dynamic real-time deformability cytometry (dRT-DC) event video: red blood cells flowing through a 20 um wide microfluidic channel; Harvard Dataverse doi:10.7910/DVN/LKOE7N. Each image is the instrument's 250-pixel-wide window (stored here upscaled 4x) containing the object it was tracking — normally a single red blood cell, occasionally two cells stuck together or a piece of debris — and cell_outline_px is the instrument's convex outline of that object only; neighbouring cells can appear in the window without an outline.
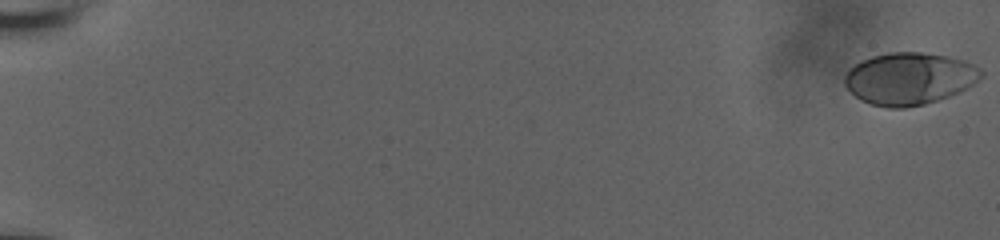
{"species": "human", "species_latin": "Homo sapiens", "temperature_condition": "room temperature", "stored_images_in_passage": 58, "camera_frame_rate_fps": 3000, "um_per_image_px": 0.085, "donor": {"sex": "male"}, "frame": {"image": 1, "passage_image": 1, "time_ms": 0.0, "image_size_px": [1000, 240], "cell_outline_px": [[984, 76], [968, 88], [960, 92], [924, 104], [904, 108], [888, 108], [872, 104], [860, 100], [844, 84], [844, 76], [848, 68], [860, 60], [872, 56], [888, 52], [920, 52], [948, 56], [964, 60], [980, 68], [984, 72]], "centroid_in_image_um": [77.3, 6.67], "position_along_channel_um": 7.7, "area_um2": 41.73}}
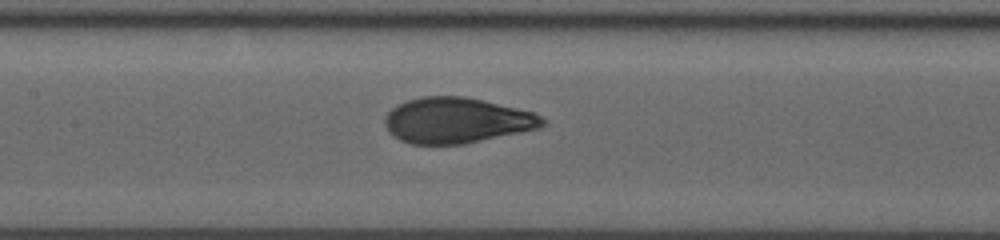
{"frame": {"image": 2, "passage_image": 31, "time_ms": 10.0, "image_size_px": [1000, 240], "cell_outline_px": [[548, 120], [540, 128], [464, 144], [412, 144], [400, 140], [392, 136], [388, 132], [384, 124], [384, 116], [396, 104], [408, 100], [424, 96], [464, 96], [484, 100], [532, 112]], "centroid_in_image_um": [38.78, 10.23], "position_along_channel_um": 168.6, "area_um2": 42.02}}
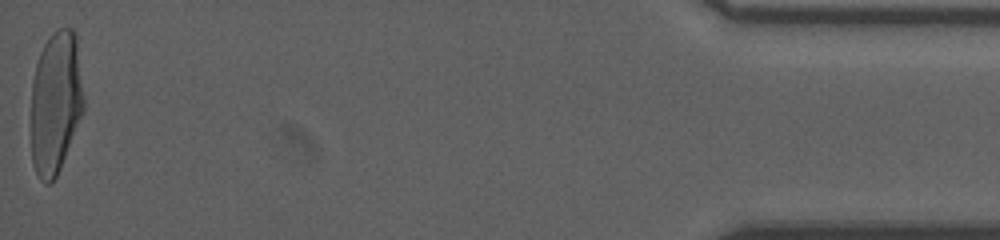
{"frame": {"image": 3, "passage_image": 58, "time_ms": 19.0, "image_size_px": [1000, 240], "cell_outline_px": [[84, 108], [60, 168], [56, 176], [48, 184], [44, 184], [40, 180], [32, 164], [32, 80], [36, 64], [40, 52], [44, 44], [52, 32], [56, 28], [72, 28], [76, 32], [84, 96]], "centroid_in_image_um": [4.74, 8.66], "position_along_channel_um": 430.5, "area_um2": 43.81}, "authors_computed_cell_mechanics": {"area_um2": 41.7027, "velocity_mm_per_s": 3.8375, "shape_relaxation_time_tau1_ms": 6.0789, "shape_relaxation_time_tau2_ms": null, "deformation_change_tau1": 0.2487, "deformation_change_tau2": null}}